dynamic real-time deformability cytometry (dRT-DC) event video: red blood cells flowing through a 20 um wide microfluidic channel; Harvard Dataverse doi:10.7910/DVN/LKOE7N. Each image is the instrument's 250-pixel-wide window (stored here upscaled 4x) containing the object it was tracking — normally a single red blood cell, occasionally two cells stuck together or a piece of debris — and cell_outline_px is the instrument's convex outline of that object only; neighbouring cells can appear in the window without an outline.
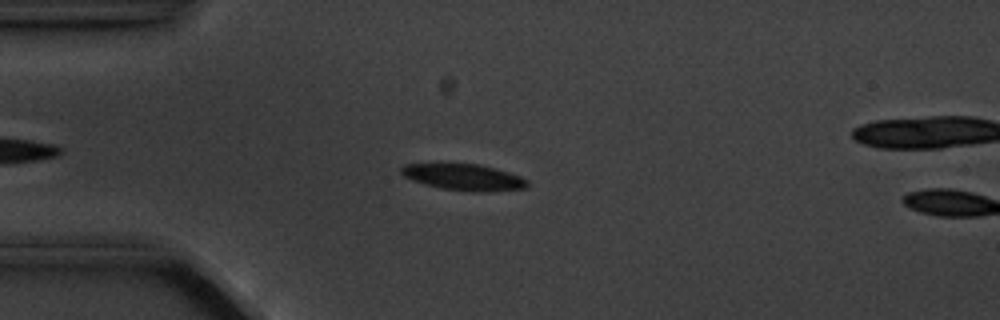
{"species": "common noctule bat (a hibernating species)", "species_latin": "Nyctalus noctula", "temperature_condition": "cold", "stored_images_in_passage": 4, "camera_frame_rate_fps": 3000, "um_per_image_px": 0.085, "animal": {"sex": "male", "body_mass_g": 20.1, "forearm_length_mm": 53.5}, "frame": {"image": 1, "passage_image": 3, "time_ms": 3.0, "image_size_px": [1000, 320], "cell_outline_px": [[528, 188], [484, 192], [476, 192], [440, 188], [412, 180], [404, 176], [400, 172], [400, 168], [404, 164], [476, 164], [508, 172], [520, 176], [528, 180]], "centroid_in_image_um": [39.43, 15.07], "position_along_channel_um": 45.6, "area_um2": 19.13}}